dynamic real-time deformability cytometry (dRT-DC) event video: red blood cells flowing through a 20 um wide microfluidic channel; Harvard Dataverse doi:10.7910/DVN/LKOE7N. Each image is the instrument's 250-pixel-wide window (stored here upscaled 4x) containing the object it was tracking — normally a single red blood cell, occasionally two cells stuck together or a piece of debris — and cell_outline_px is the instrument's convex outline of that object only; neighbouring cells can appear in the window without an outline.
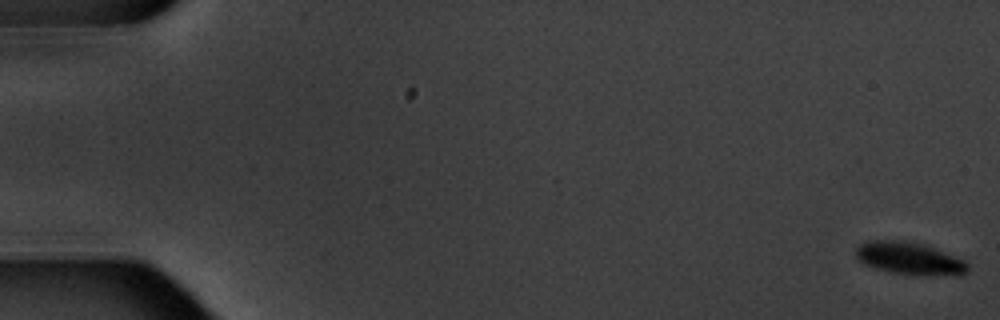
{"species": "common noctule bat (a hibernating species)", "species_latin": "Nyctalus noctula", "temperature_condition": "warm", "stored_images_in_passage": 6, "camera_frame_rate_fps": 3000, "um_per_image_px": 0.085, "animal": {"sex": "male", "body_mass_g": 20.1, "forearm_length_mm": 53.5}, "frame": {"image": 1, "passage_image": 1, "time_ms": 0.0, "image_size_px": [1000, 320], "cell_outline_px": [[968, 268], [964, 272], [892, 272], [876, 268], [864, 264], [856, 256], [856, 248], [860, 244], [868, 240], [908, 240], [924, 244], [964, 260], [968, 264]], "centroid_in_image_um": [77.16, 21.86], "position_along_channel_um": 7.8, "area_um2": 19.77}}
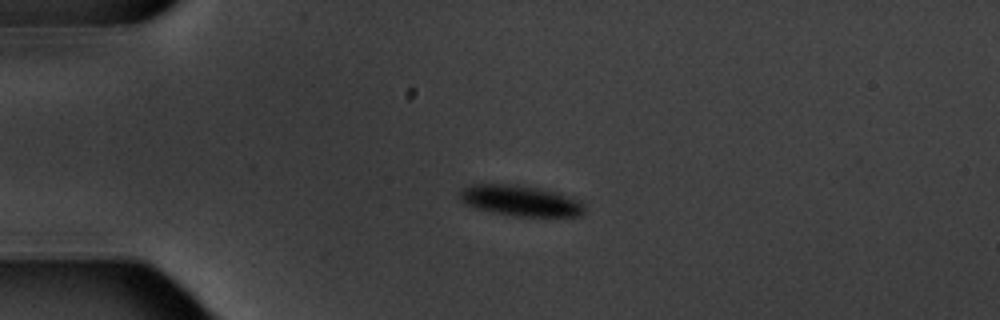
{"frame": {"image": 2, "passage_image": 5, "time_ms": 4.667, "image_size_px": [1000, 320], "cell_outline_px": [[584, 212], [580, 216], [516, 216], [492, 212], [476, 208], [464, 204], [460, 200], [460, 192], [464, 188], [472, 184], [516, 184], [536, 188], [568, 196], [580, 200], [584, 204]], "centroid_in_image_um": [44.22, 17.06], "position_along_channel_um": 40.8, "area_um2": 22.14}}